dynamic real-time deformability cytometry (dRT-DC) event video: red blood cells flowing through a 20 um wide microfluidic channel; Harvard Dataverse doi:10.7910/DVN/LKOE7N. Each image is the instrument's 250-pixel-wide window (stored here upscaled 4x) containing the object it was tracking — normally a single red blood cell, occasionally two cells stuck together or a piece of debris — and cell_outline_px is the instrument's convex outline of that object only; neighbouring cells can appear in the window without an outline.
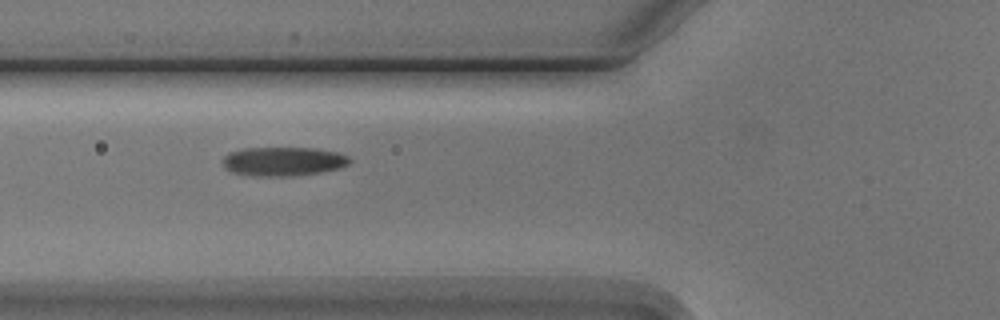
{"species": "Egyptian fruit bat (a non-hibernating species)", "species_latin": "Rousettus aegyptiacus", "temperature_condition": "cold", "stored_images_in_passage": 10, "camera_frame_rate_fps": 3000, "um_per_image_px": 0.085, "animal": {"sex": "male"}, "frame": {"image": 1, "passage_image": 6, "time_ms": 6.667, "image_size_px": [1000, 320], "cell_outline_px": [[352, 160], [348, 164], [340, 168], [320, 172], [288, 176], [260, 176], [232, 172], [224, 168], [220, 160], [228, 152], [244, 148], [316, 148], [336, 152], [348, 156]], "centroid_in_image_um": [24.04, 13.71], "position_along_channel_um": 101.8, "area_um2": 21.5}}
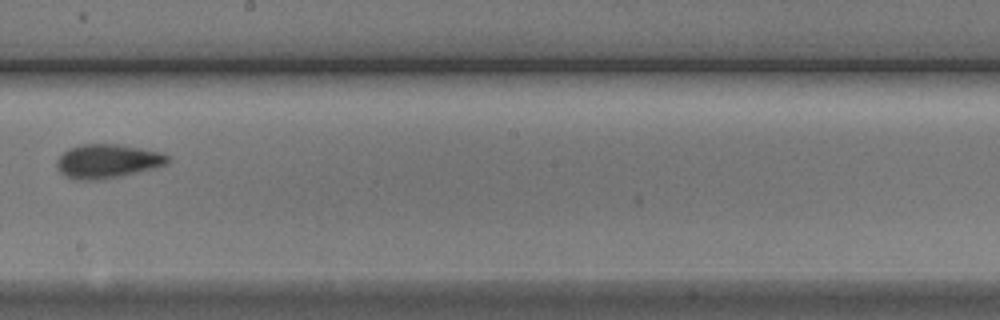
{"frame": {"image": 2, "passage_image": 9, "time_ms": 10.333, "image_size_px": [1000, 320], "cell_outline_px": [[172, 156], [168, 164], [152, 168], [116, 176], [88, 180], [68, 176], [60, 172], [56, 164], [56, 160], [68, 148], [80, 144], [116, 144], [140, 148], [160, 152]], "centroid_in_image_um": [9.16, 13.66], "position_along_channel_um": 239.0, "area_um2": 21.39}}
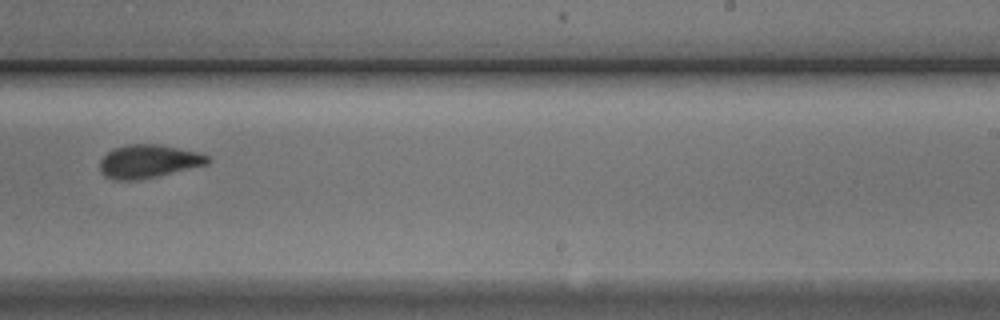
{"frame": {"image": 3, "passage_image": 10, "time_ms": 11.333, "image_size_px": [1000, 320], "cell_outline_px": [[208, 164], [156, 176], [136, 180], [116, 180], [104, 176], [100, 172], [100, 160], [112, 148], [124, 144], [160, 144], [196, 152], [208, 156]], "centroid_in_image_um": [12.56, 13.7], "position_along_channel_um": 276.4, "area_um2": 20.75}}